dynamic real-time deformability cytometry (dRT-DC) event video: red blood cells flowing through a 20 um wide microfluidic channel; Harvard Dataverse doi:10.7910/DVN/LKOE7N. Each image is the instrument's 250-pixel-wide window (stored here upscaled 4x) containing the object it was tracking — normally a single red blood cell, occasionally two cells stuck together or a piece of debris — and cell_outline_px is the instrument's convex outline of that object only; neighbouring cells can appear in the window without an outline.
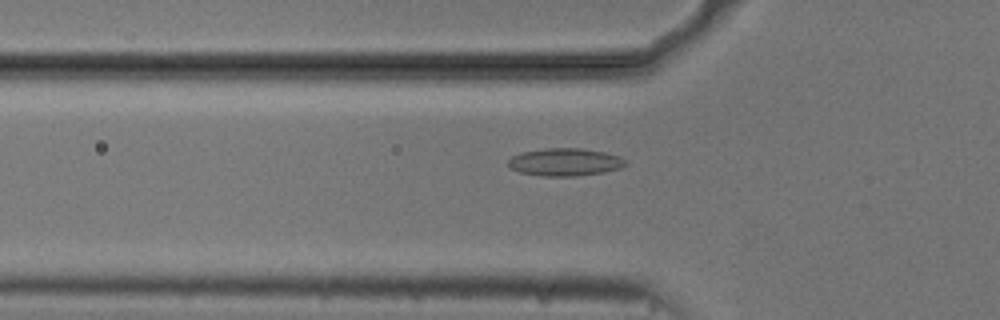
{"species": "common noctule bat (a hibernating species)", "species_latin": "Nyctalus noctula", "temperature_condition": "cold", "stored_images_in_passage": 51, "camera_frame_rate_fps": 3000, "um_per_image_px": 0.085, "animal": {"sex": "male", "body_mass_g": 20.5, "forearm_length_mm": 52.5}, "frame": {"image": 1, "passage_image": 15, "time_ms": 4.667, "image_size_px": [1000, 320], "cell_outline_px": [[628, 164], [620, 168], [604, 172], [576, 176], [540, 176], [520, 172], [512, 168], [508, 164], [508, 160], [512, 156], [520, 152], [544, 148], [580, 148], [604, 152], [616, 156], [624, 160]], "centroid_in_image_um": [47.99, 13.77], "position_along_channel_um": 77.8, "area_um2": 18.84}}
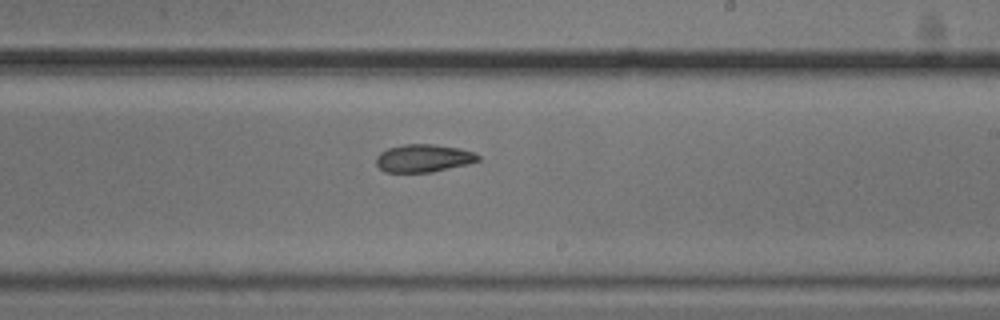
{"frame": {"image": 2, "passage_image": 29, "time_ms": 9.333, "image_size_px": [1000, 320], "cell_outline_px": [[480, 160], [468, 164], [432, 172], [384, 172], [376, 164], [376, 156], [380, 152], [388, 148], [404, 144], [432, 144], [460, 148], [476, 152], [480, 156]], "centroid_in_image_um": [36.01, 13.44], "position_along_channel_um": 253.0, "area_um2": 16.65}}
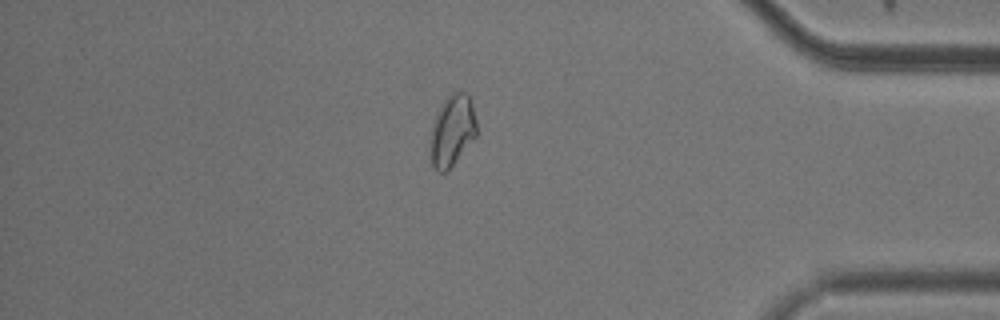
{"frame": {"image": 3, "passage_image": 43, "time_ms": 14.0, "image_size_px": [1000, 320], "cell_outline_px": [[476, 136], [448, 172], [440, 172], [432, 168], [428, 140], [432, 124], [440, 104], [452, 92], [464, 92], [472, 100], [476, 120]], "centroid_in_image_um": [38.4, 11.13], "position_along_channel_um": 396.8, "area_um2": 19.77}}